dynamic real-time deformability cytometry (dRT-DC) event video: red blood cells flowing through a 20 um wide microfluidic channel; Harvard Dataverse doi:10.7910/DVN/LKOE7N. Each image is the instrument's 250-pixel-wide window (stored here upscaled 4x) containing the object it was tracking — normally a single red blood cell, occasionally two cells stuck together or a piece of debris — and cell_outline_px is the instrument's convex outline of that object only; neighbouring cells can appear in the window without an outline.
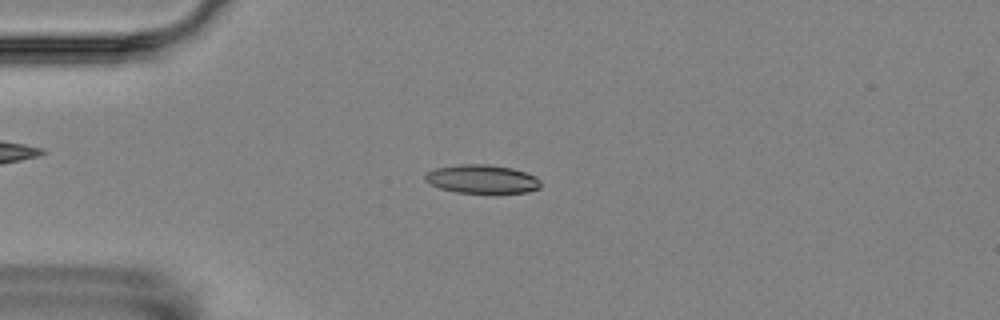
{"species": "Egyptian fruit bat (a non-hibernating species)", "species_latin": "Rousettus aegyptiacus", "temperature_condition": "room temperature", "stored_images_in_passage": 2, "camera_frame_rate_fps": 3000, "um_per_image_px": 0.085, "animal": {"sex": "female"}, "frame": {"image": 1, "passage_image": 1, "time_ms": 0.0, "image_size_px": [1000, 320], "cell_outline_px": [[540, 188], [528, 192], [456, 192], [440, 188], [424, 180], [424, 176], [428, 172], [436, 168], [460, 164], [488, 164], [512, 168], [536, 176], [540, 180]], "centroid_in_image_um": [40.98, 15.21], "position_along_channel_um": 44.0, "area_um2": 19.02}}